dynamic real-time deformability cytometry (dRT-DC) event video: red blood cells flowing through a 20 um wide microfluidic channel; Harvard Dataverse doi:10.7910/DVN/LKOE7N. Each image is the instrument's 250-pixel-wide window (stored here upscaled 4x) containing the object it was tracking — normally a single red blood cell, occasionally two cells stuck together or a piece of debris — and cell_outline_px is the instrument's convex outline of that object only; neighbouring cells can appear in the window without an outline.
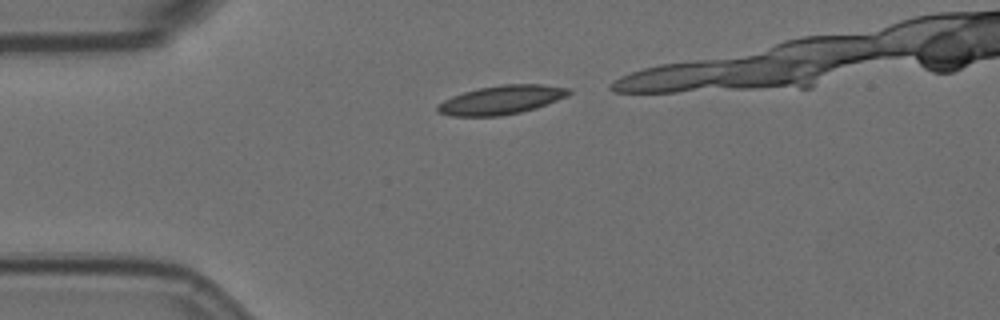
{"species": "Egyptian fruit bat (a non-hibernating species)", "species_latin": "Rousettus aegyptiacus", "temperature_condition": "room temperature", "stored_images_in_passage": 4, "camera_frame_rate_fps": 3000, "um_per_image_px": 0.085, "animal": {"sex": "female"}, "frame": {"image": 1, "passage_image": 1, "time_ms": 0.0, "image_size_px": [1000, 320], "cell_outline_px": [[572, 92], [568, 96], [536, 108], [520, 112], [500, 116], [452, 116], [440, 112], [436, 108], [436, 104], [452, 96], [464, 92], [480, 88], [500, 84], [540, 84], [572, 88]], "centroid_in_image_um": [42.65, 8.48], "position_along_channel_um": 42.3, "area_um2": 22.08}}